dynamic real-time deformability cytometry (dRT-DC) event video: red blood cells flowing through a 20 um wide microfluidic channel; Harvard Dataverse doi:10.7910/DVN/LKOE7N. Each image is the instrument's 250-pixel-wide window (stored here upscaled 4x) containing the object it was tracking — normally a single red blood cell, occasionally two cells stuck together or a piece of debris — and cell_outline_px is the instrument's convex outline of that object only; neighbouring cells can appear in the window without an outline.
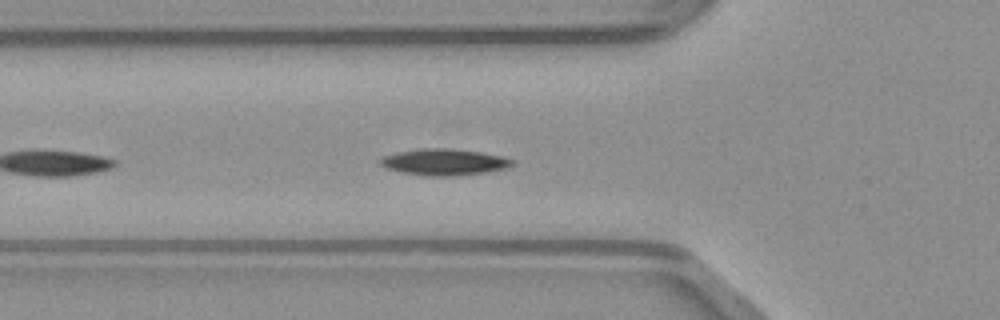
{"species": "common noctule bat (a hibernating species)", "species_latin": "Nyctalus noctula", "temperature_condition": "warm", "stored_images_in_passage": 11, "camera_frame_rate_fps": 3000, "um_per_image_px": 0.085, "animal": {"sex": "male", "body_mass_g": 23.1, "forearm_length_mm": 52.7}, "frame": {"image": 1, "passage_image": 5, "time_ms": 1.333, "image_size_px": [1000, 320], "cell_outline_px": [[512, 164], [504, 168], [484, 172], [456, 176], [424, 176], [400, 172], [388, 168], [380, 164], [380, 160], [384, 156], [396, 152], [420, 148], [448, 148], [480, 152], [500, 156], [512, 160]], "centroid_in_image_um": [37.68, 13.77], "position_along_channel_um": 88.1, "area_um2": 20.06}}